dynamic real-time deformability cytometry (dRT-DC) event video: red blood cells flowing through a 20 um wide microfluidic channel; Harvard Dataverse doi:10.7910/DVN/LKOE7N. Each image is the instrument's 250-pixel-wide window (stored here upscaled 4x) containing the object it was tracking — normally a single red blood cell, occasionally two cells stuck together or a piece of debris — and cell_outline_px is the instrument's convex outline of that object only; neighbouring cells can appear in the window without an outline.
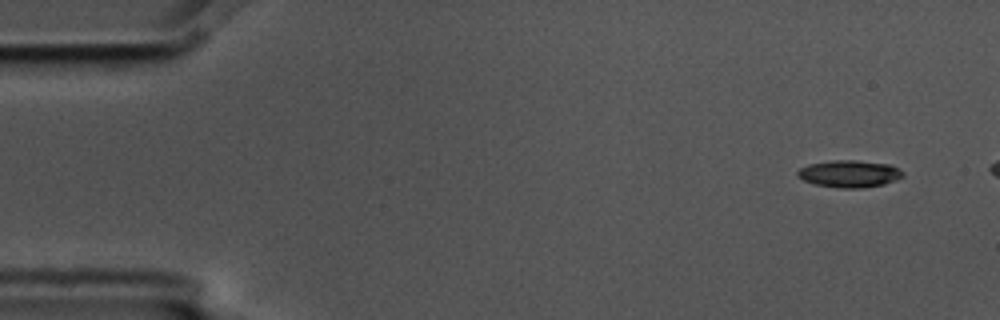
{"species": "common noctule bat (a hibernating species)", "species_latin": "Nyctalus noctula", "temperature_condition": "cold", "stored_images_in_passage": 3, "camera_frame_rate_fps": 3000, "um_per_image_px": 0.085, "animal": {"sex": "male", "body_mass_g": 17.5, "forearm_length_mm": 52.3}, "frame": {"image": 1, "passage_image": 1, "time_ms": 0.0, "image_size_px": [1000, 320], "cell_outline_px": [[904, 176], [896, 180], [884, 184], [864, 188], [840, 188], [816, 184], [804, 180], [796, 176], [796, 172], [800, 168], [808, 164], [836, 160], [856, 160], [892, 164], [900, 168], [904, 172]], "centroid_in_image_um": [72.24, 14.76], "position_along_channel_um": 12.8, "area_um2": 16.82}}